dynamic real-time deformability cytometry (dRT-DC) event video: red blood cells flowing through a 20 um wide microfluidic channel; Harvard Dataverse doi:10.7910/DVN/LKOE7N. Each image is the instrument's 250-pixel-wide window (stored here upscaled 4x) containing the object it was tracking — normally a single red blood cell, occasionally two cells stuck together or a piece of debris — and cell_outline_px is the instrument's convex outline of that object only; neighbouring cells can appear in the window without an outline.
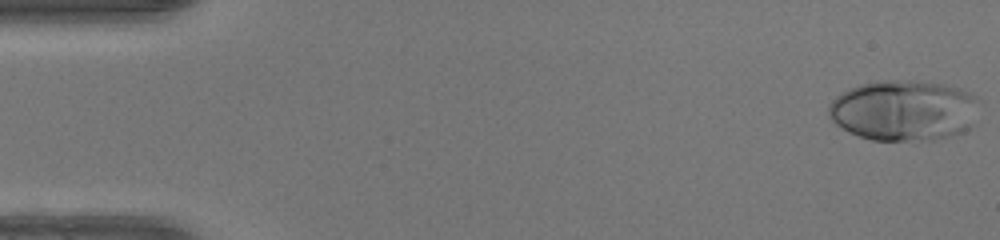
{"species": "human", "species_latin": "Homo sapiens", "temperature_condition": "warm", "stored_images_in_passage": 48, "camera_frame_rate_fps": 3000, "um_per_image_px": 0.085, "donor": {"sex": "female"}, "frame": {"image": 1, "passage_image": 1, "time_ms": 0.0, "image_size_px": [1000, 240], "cell_outline_px": [[980, 100], [972, 124], [964, 132], [952, 136], [932, 140], [872, 140], [848, 132], [836, 124], [828, 116], [828, 104], [836, 96], [848, 88], [860, 84], [876, 80], [912, 80], [944, 84], [960, 88], [972, 92], [980, 96]], "centroid_in_image_um": [76.85, 9.37], "position_along_channel_um": 8.2, "area_um2": 54.1}}
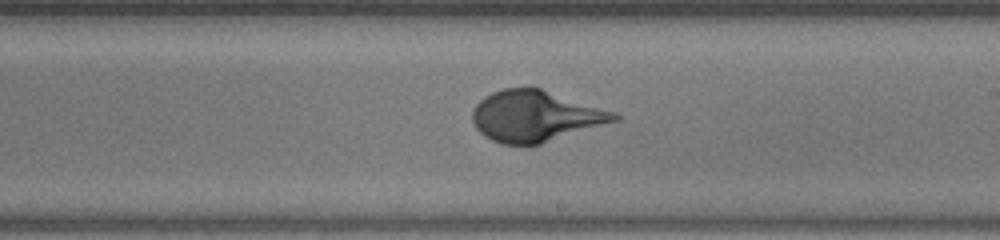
{"frame": {"image": 2, "passage_image": 28, "time_ms": 9.0, "image_size_px": [1000, 240], "cell_outline_px": [[620, 120], [540, 144], [500, 144], [484, 136], [476, 128], [472, 120], [472, 108], [484, 96], [492, 92], [504, 88], [528, 84], [612, 112], [620, 116]], "centroid_in_image_um": [45.44, 9.85], "position_along_channel_um": 243.6, "area_um2": 42.25}}
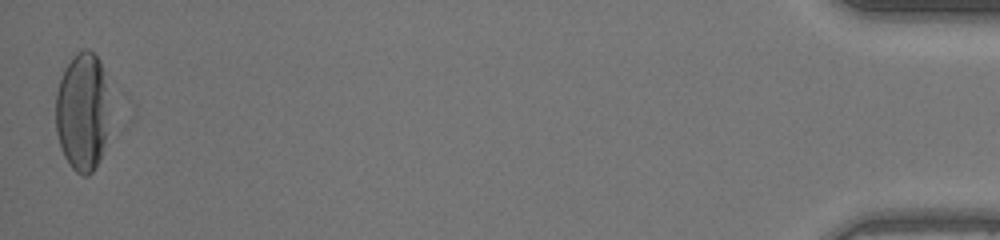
{"frame": {"image": 3, "passage_image": 48, "time_ms": 15.667, "image_size_px": [1000, 240], "cell_outline_px": [[104, 140], [100, 160], [92, 172], [88, 176], [84, 176], [76, 172], [68, 164], [60, 148], [56, 132], [56, 92], [64, 68], [72, 56], [76, 52], [84, 48], [88, 48], [100, 60], [104, 72]], "centroid_in_image_um": [6.91, 9.5], "position_along_channel_um": 428.3, "area_um2": 36.24}}